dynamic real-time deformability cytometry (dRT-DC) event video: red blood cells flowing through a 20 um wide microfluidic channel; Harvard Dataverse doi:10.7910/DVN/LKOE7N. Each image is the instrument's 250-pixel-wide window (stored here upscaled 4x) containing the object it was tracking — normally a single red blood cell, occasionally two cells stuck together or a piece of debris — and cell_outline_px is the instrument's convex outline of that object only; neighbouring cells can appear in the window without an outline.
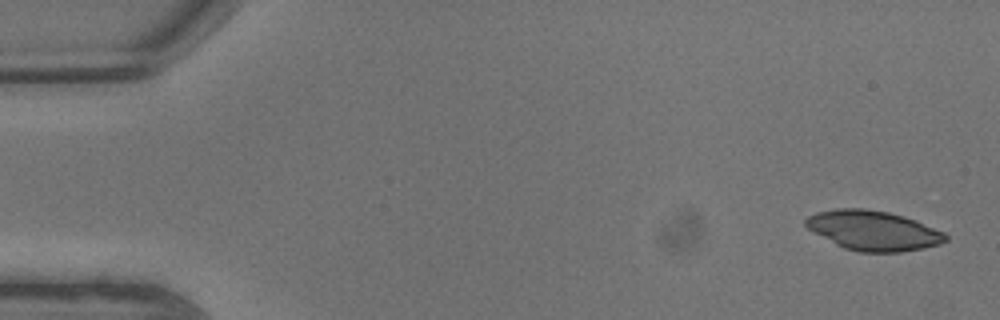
{"species": "common noctule bat (a hibernating species)", "species_latin": "Nyctalus noctula", "temperature_condition": "warm", "stored_images_in_passage": 6, "camera_frame_rate_fps": 3000, "um_per_image_px": 0.085, "animal": {"sex": "male", "body_mass_g": 13.3}, "frame": {"image": 1, "passage_image": 1, "time_ms": 0.0, "image_size_px": [1000, 320], "cell_outline_px": [[948, 240], [940, 244], [924, 248], [900, 252], [860, 252], [844, 248], [836, 244], [808, 228], [804, 224], [804, 220], [808, 216], [816, 212], [836, 208], [864, 208], [888, 212], [904, 216], [916, 220], [944, 232], [948, 236]], "centroid_in_image_um": [74.25, 19.59], "position_along_channel_um": 10.8, "area_um2": 32.37}}
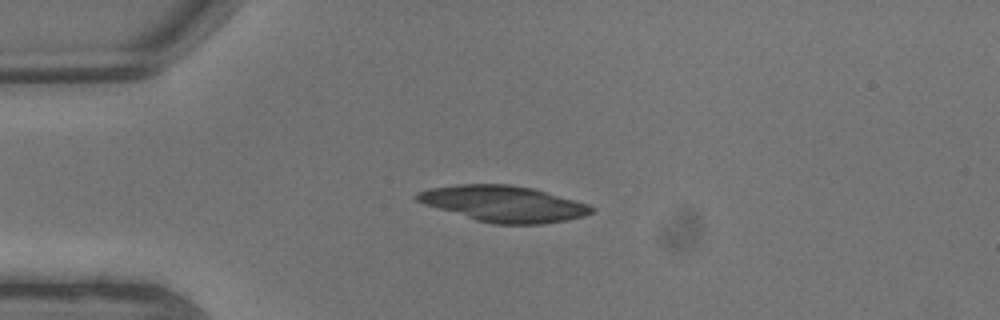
{"frame": {"image": 2, "passage_image": 5, "time_ms": 1.333, "image_size_px": [1000, 320], "cell_outline_px": [[596, 208], [592, 212], [584, 216], [564, 220], [540, 224], [496, 224], [476, 220], [424, 204], [416, 200], [412, 196], [416, 192], [428, 188], [456, 184], [508, 184], [532, 188], [588, 204]], "centroid_in_image_um": [42.75, 17.31], "position_along_channel_um": 42.3, "area_um2": 36.47}}